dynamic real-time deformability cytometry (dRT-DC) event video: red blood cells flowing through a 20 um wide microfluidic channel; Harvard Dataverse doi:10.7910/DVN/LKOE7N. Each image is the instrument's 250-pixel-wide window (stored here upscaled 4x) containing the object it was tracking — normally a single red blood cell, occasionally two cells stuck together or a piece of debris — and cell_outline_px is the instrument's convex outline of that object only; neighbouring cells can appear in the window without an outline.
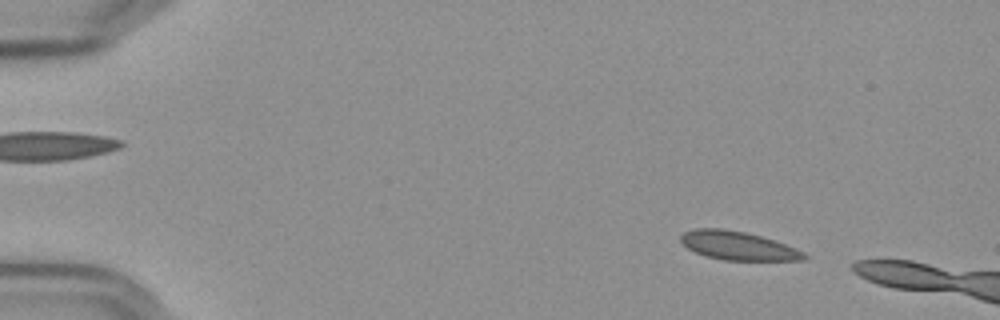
{"species": "Egyptian fruit bat (a non-hibernating species)", "species_latin": "Rousettus aegyptiacus", "temperature_condition": "cold", "stored_images_in_passage": 12, "camera_frame_rate_fps": 3000, "um_per_image_px": 0.085, "frame": {"image": 1, "passage_image": 6, "time_ms": 1.667, "image_size_px": [1000, 320], "cell_outline_px": [[808, 260], [724, 260], [708, 256], [696, 252], [688, 248], [680, 240], [680, 236], [684, 232], [692, 228], [724, 228], [744, 232], [776, 240], [796, 248], [804, 252], [808, 256]], "centroid_in_image_um": [62.76, 20.88], "position_along_channel_um": 22.2, "area_um2": 20.58}}